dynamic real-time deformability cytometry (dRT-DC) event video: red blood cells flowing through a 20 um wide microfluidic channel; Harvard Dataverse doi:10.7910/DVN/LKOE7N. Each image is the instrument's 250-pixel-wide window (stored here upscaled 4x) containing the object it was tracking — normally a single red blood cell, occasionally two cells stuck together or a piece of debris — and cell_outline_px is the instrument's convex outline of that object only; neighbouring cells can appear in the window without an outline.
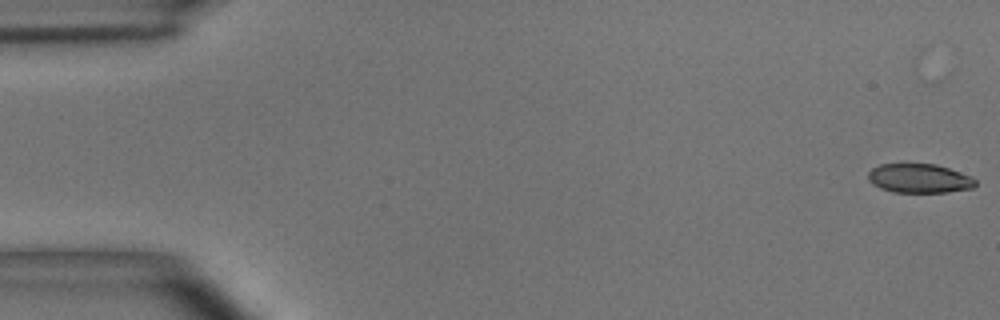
{"species": "common noctule bat (a hibernating species)", "species_latin": "Nyctalus noctula", "temperature_condition": "room temperature", "stored_images_in_passage": 6, "camera_frame_rate_fps": 3000, "um_per_image_px": 0.085, "animal": {"sex": "male", "body_mass_g": 15.6}, "frame": {"image": 1, "passage_image": 2, "time_ms": 0.333, "image_size_px": [1000, 320], "cell_outline_px": [[976, 184], [972, 188], [948, 192], [892, 192], [880, 188], [872, 184], [868, 180], [868, 172], [872, 168], [880, 164], [936, 164], [972, 176], [976, 180]], "centroid_in_image_um": [78.13, 15.16], "position_along_channel_um": 6.9, "area_um2": 18.26}}
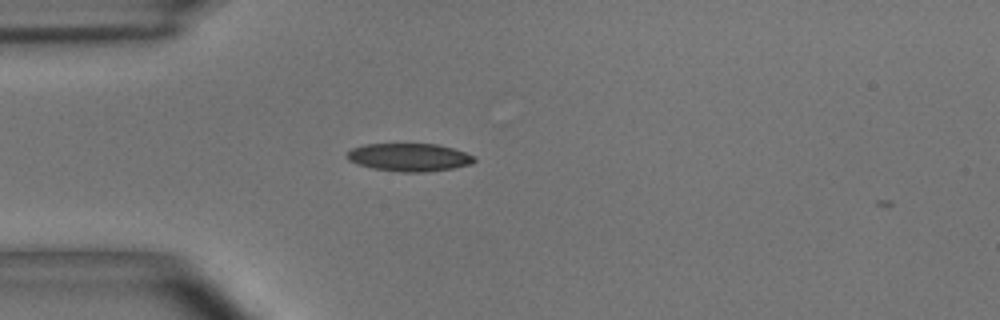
{"frame": {"image": 2, "passage_image": 6, "time_ms": 1.667, "image_size_px": [1000, 320], "cell_outline_px": [[476, 160], [468, 164], [452, 168], [424, 172], [400, 172], [372, 168], [356, 164], [348, 160], [344, 156], [352, 148], [364, 144], [436, 144], [452, 148], [476, 156]], "centroid_in_image_um": [34.73, 13.37], "position_along_channel_um": 50.3, "area_um2": 20.69}}